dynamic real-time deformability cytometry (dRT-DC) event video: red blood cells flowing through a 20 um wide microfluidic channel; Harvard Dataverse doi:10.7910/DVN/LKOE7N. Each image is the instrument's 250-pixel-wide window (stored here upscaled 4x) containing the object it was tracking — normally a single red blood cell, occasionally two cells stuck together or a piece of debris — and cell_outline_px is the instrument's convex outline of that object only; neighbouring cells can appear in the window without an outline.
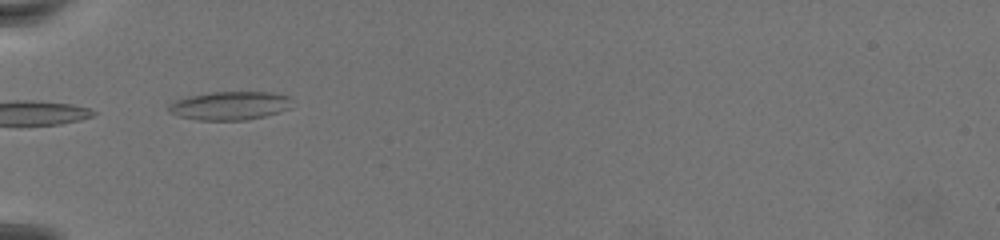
{"species": "common noctule bat (a hibernating species)", "species_latin": "Nyctalus noctula", "temperature_condition": "warm", "stored_images_in_passage": 3, "camera_frame_rate_fps": 3000, "um_per_image_px": 0.085, "animal": {"sex": "female", "body_mass_g": 19.5, "forearm_length_mm": 54.1}, "frame": {"image": 1, "passage_image": 1, "time_ms": 0.0, "image_size_px": [1000, 240], "cell_outline_px": [[292, 96], [288, 108], [280, 112], [264, 116], [244, 120], [196, 120], [180, 116], [168, 112], [168, 104], [176, 100], [188, 96], [212, 92], [268, 92]], "centroid_in_image_um": [19.51, 8.98], "position_along_channel_um": 65.5, "area_um2": 20.46}}